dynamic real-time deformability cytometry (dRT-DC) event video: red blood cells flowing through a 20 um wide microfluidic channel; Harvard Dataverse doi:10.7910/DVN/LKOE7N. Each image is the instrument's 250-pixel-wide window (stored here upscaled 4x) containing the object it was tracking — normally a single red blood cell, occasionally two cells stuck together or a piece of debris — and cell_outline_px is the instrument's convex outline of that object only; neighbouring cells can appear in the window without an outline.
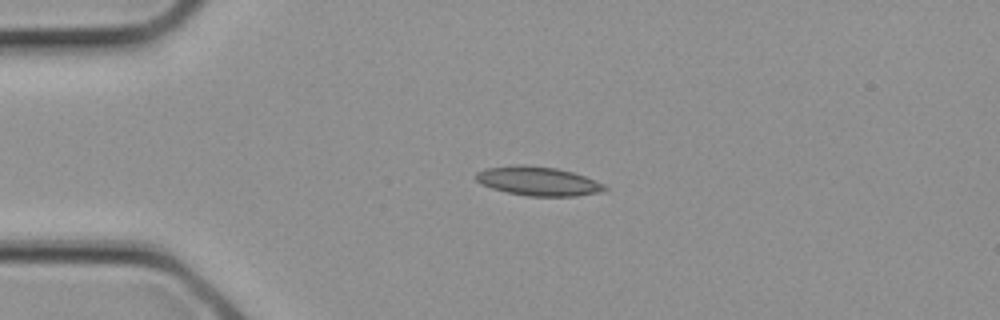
{"species": "common noctule bat (a hibernating species)", "species_latin": "Nyctalus noctula", "temperature_condition": "cold", "stored_images_in_passage": 1, "camera_frame_rate_fps": 3000, "um_per_image_px": 0.085, "animal": {"sex": "female", "body_mass_g": 21.9}, "frame": {"image": 1, "passage_image": 1, "time_ms": 0.0, "image_size_px": [1000, 320], "cell_outline_px": [[608, 188], [600, 192], [576, 196], [528, 196], [508, 192], [492, 188], [480, 184], [476, 180], [476, 172], [484, 168], [520, 164], [556, 168], [572, 172], [584, 176], [604, 184]], "centroid_in_image_um": [45.71, 15.39], "position_along_channel_um": 39.3, "area_um2": 21.68}}